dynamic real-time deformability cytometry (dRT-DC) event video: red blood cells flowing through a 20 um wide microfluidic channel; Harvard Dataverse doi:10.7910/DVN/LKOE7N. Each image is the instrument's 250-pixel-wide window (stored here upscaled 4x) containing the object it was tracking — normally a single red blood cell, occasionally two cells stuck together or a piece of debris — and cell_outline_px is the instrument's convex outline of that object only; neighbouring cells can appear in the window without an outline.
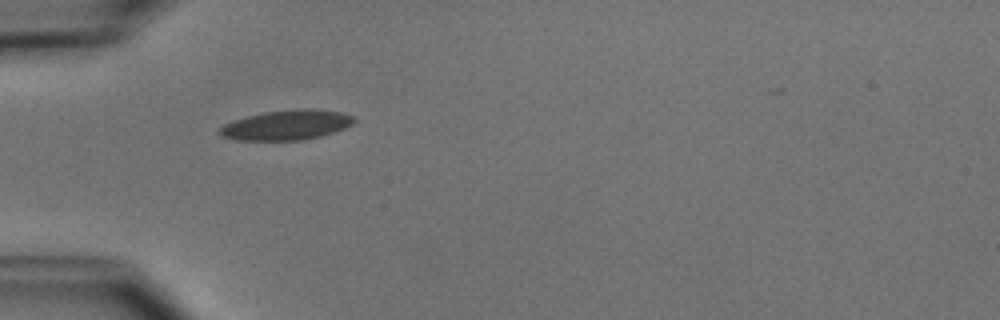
{"species": "common noctule bat (a hibernating species)", "species_latin": "Nyctalus noctula", "temperature_condition": "cold", "stored_images_in_passage": 36, "camera_frame_rate_fps": 3000, "um_per_image_px": 0.085, "animal": {"sex": "male", "body_mass_g": 15.6}, "frame": {"image": 1, "passage_image": 1, "time_ms": 0.0, "image_size_px": [1000, 320], "cell_outline_px": [[356, 120], [352, 124], [344, 128], [320, 136], [300, 140], [236, 140], [220, 136], [216, 132], [224, 124], [232, 120], [264, 112], [300, 108], [312, 108], [340, 112], [356, 116]], "centroid_in_image_um": [24.34, 10.62], "position_along_channel_um": 60.7, "area_um2": 23.52}}
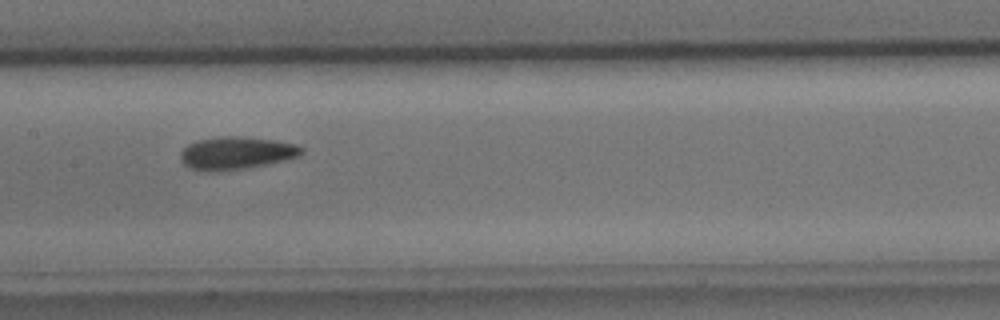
{"frame": {"image": 2, "passage_image": 11, "time_ms": 3.333, "image_size_px": [1000, 320], "cell_outline_px": [[304, 152], [300, 156], [284, 160], [244, 168], [192, 168], [184, 164], [180, 160], [180, 152], [188, 144], [196, 140], [224, 136], [236, 136], [276, 140], [296, 144], [304, 148]], "centroid_in_image_um": [20.15, 12.95], "position_along_channel_um": 187.3, "area_um2": 22.2}}
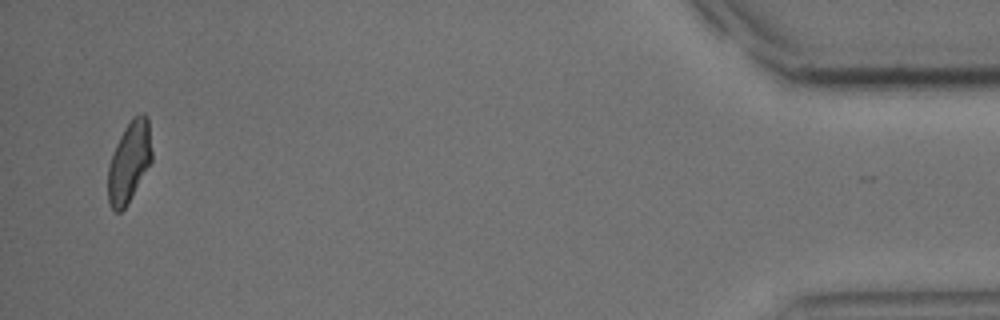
{"frame": {"image": 3, "passage_image": 35, "time_ms": 11.333, "image_size_px": [1000, 320], "cell_outline_px": [[152, 160], [124, 208], [120, 212], [116, 212], [112, 208], [108, 200], [108, 168], [116, 144], [124, 128], [132, 116], [140, 112], [144, 112], [148, 116], [152, 152]], "centroid_in_image_um": [10.99, 13.68], "position_along_channel_um": 424.2, "area_um2": 20.46}, "authors_computed_cell_mechanics": {"area_um2": 22.0507, "velocity_mm_per_s": 3.9096, "shape_relaxation_time_tau1_ms": 3.9232, "shape_relaxation_time_tau2_ms": 3.8207, "deformation_change_tau1": 0.1135, "deformation_change_tau2": 0.1049}}